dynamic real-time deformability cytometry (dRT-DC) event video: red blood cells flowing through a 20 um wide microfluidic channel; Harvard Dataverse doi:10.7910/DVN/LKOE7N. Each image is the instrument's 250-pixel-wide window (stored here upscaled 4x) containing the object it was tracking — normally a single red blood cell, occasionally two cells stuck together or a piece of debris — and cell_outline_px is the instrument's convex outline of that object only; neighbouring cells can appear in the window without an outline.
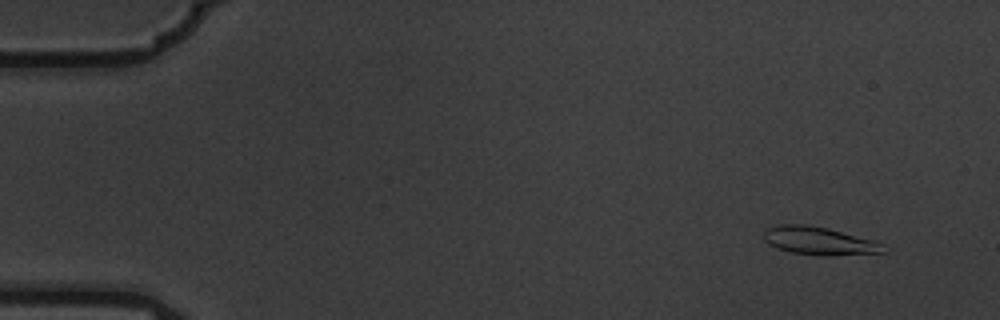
{"species": "common noctule bat (a hibernating species)", "species_latin": "Nyctalus noctula", "temperature_condition": "warm", "stored_images_in_passage": 4, "camera_frame_rate_fps": 3000, "um_per_image_px": 0.085, "animal": {"sex": "male", "body_mass_g": 19.5, "forearm_length_mm": 54.6}, "frame": {"image": 1, "passage_image": 1, "time_ms": 0.0, "image_size_px": [1000, 320], "cell_outline_px": [[888, 252], [832, 256], [820, 256], [792, 252], [776, 248], [768, 244], [764, 240], [764, 232], [768, 228], [780, 224], [804, 224], [828, 228], [872, 240], [884, 244]], "centroid_in_image_um": [69.64, 20.49], "position_along_channel_um": 15.4, "area_um2": 19.65}}